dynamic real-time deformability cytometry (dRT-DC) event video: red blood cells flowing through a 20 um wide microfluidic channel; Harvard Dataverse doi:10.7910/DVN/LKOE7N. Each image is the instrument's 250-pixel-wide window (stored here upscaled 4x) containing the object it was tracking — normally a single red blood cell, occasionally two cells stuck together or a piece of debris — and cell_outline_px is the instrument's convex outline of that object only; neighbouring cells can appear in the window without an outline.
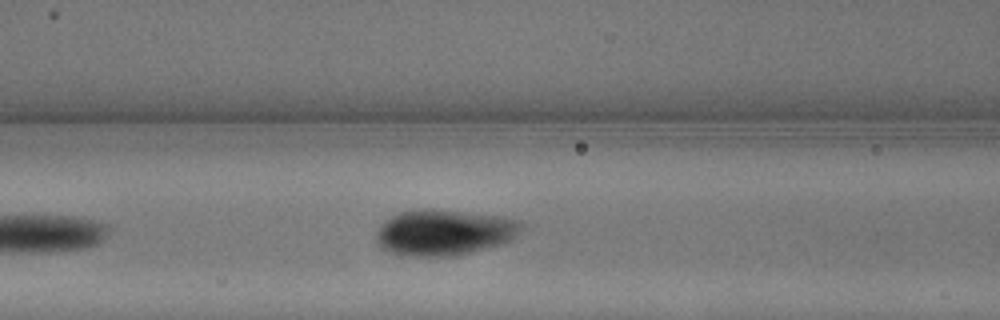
{"species": "common noctule bat (a hibernating species)", "species_latin": "Nyctalus noctula", "temperature_condition": "warm", "stored_images_in_passage": 11, "camera_frame_rate_fps": 3000, "um_per_image_px": 0.085, "animal": {"sex": "male", "body_mass_g": 13.3}, "frame": {"image": 1, "passage_image": 11, "time_ms": 3.333, "image_size_px": [1000, 320], "cell_outline_px": [[524, 228], [512, 240], [500, 244], [472, 252], [456, 256], [412, 256], [388, 252], [380, 248], [376, 244], [376, 232], [380, 224], [384, 220], [400, 212], [428, 208], [500, 216], [520, 220], [524, 224]], "centroid_in_image_um": [37.74, 19.76], "position_along_channel_um": 128.9, "area_um2": 39.13}}